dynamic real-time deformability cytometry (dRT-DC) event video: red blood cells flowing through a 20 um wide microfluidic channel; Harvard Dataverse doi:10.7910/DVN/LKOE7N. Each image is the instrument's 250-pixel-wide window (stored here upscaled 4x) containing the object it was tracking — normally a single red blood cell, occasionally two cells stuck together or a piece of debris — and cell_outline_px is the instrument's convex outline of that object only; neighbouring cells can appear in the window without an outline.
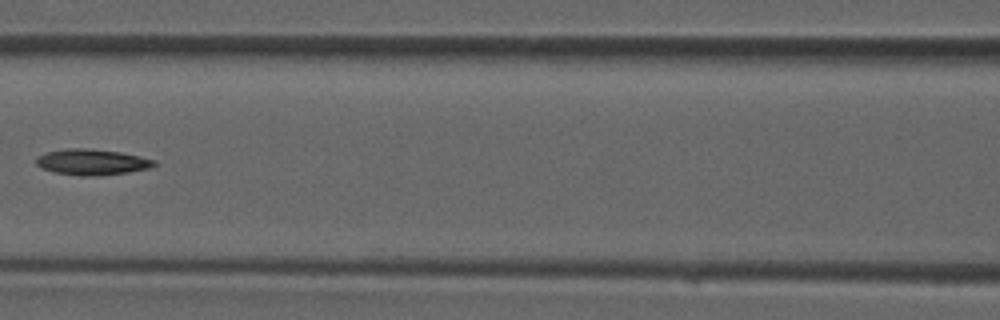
{"species": "common noctule bat (a hibernating species)", "species_latin": "Nyctalus noctula", "temperature_condition": "room temperature", "stored_images_in_passage": 30, "camera_frame_rate_fps": 3000, "um_per_image_px": 0.085, "animal": {"sex": "male", "forearm_length_mm": 52.5}, "frame": {"image": 1, "passage_image": 9, "time_ms": 2.667, "image_size_px": [1000, 320], "cell_outline_px": [[156, 164], [152, 168], [128, 172], [100, 176], [80, 176], [56, 172], [40, 168], [36, 164], [36, 156], [48, 152], [64, 148], [84, 148], [120, 152], [140, 156], [156, 160]], "centroid_in_image_um": [7.83, 13.78], "position_along_channel_um": 158.8, "area_um2": 17.92}}
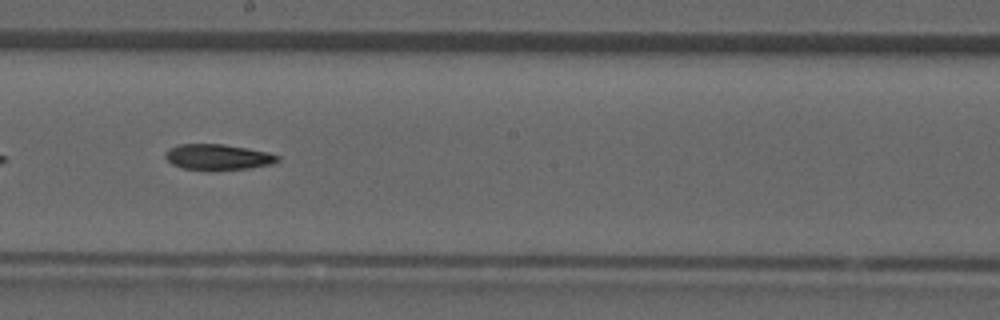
{"frame": {"image": 2, "passage_image": 13, "time_ms": 4.0, "image_size_px": [1000, 320], "cell_outline_px": [[280, 160], [272, 164], [248, 168], [184, 168], [172, 164], [164, 156], [172, 148], [180, 144], [224, 144], [268, 152], [280, 156]], "centroid_in_image_um": [18.58, 13.32], "position_along_channel_um": 229.6, "area_um2": 16.07}}